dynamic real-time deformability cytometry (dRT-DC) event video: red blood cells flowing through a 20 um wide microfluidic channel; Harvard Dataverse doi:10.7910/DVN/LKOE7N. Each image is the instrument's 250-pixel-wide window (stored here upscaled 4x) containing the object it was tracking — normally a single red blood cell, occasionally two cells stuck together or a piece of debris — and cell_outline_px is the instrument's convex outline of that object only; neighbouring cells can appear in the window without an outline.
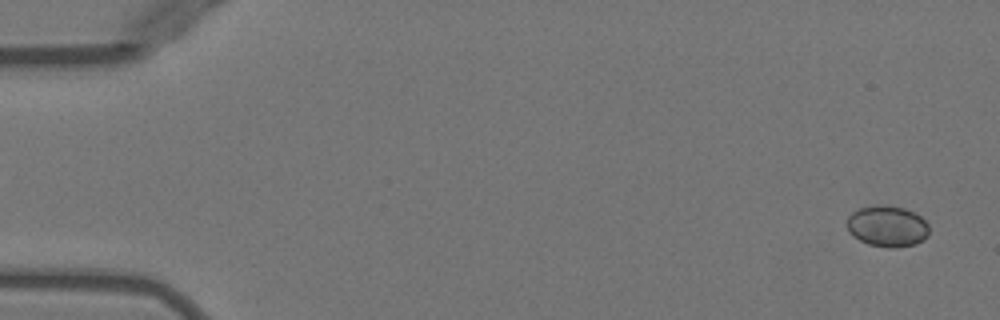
{"species": "Egyptian fruit bat (a non-hibernating species)", "species_latin": "Rousettus aegyptiacus", "temperature_condition": "warm", "stored_images_in_passage": 52, "camera_frame_rate_fps": 3000, "um_per_image_px": 0.085, "animal": {"sex": "female"}, "frame": {"image": 1, "passage_image": 2, "time_ms": 0.333, "image_size_px": [1000, 320], "cell_outline_px": [[928, 236], [924, 240], [916, 244], [896, 248], [888, 248], [868, 244], [852, 236], [848, 232], [848, 216], [852, 212], [860, 208], [872, 204], [880, 204], [904, 208], [920, 216], [928, 224]], "centroid_in_image_um": [75.41, 19.23], "position_along_channel_um": 9.6, "area_um2": 19.88}}
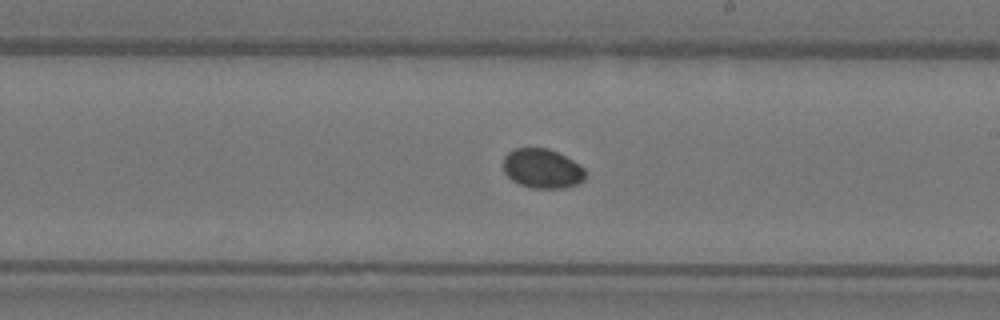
{"frame": {"image": 2, "passage_image": 30, "time_ms": 9.667, "image_size_px": [1000, 320], "cell_outline_px": [[588, 172], [584, 180], [576, 184], [564, 188], [532, 188], [520, 184], [512, 180], [504, 172], [504, 156], [508, 152], [516, 148], [548, 148], [572, 160], [584, 168]], "centroid_in_image_um": [46.11, 14.33], "position_along_channel_um": 242.9, "area_um2": 18.84}}
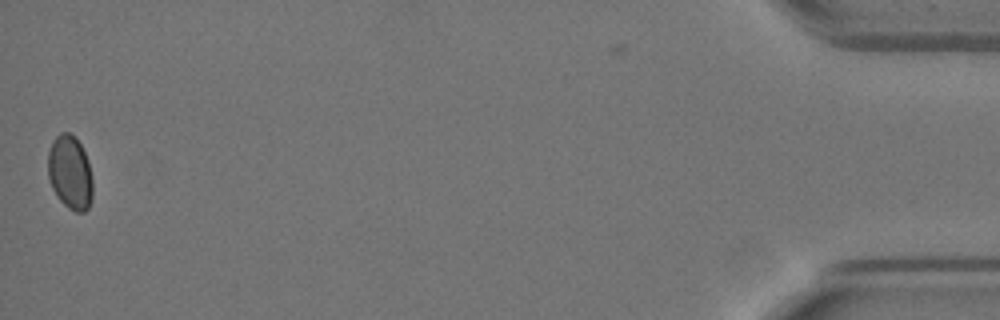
{"frame": {"image": 3, "passage_image": 51, "time_ms": 16.667, "image_size_px": [1000, 320], "cell_outline_px": [[92, 200], [88, 208], [84, 212], [76, 212], [68, 208], [56, 196], [52, 188], [48, 176], [48, 152], [52, 140], [60, 132], [68, 132], [76, 136], [88, 160], [92, 180]], "centroid_in_image_um": [5.95, 14.65], "position_along_channel_um": 429.3, "area_um2": 19.48}}